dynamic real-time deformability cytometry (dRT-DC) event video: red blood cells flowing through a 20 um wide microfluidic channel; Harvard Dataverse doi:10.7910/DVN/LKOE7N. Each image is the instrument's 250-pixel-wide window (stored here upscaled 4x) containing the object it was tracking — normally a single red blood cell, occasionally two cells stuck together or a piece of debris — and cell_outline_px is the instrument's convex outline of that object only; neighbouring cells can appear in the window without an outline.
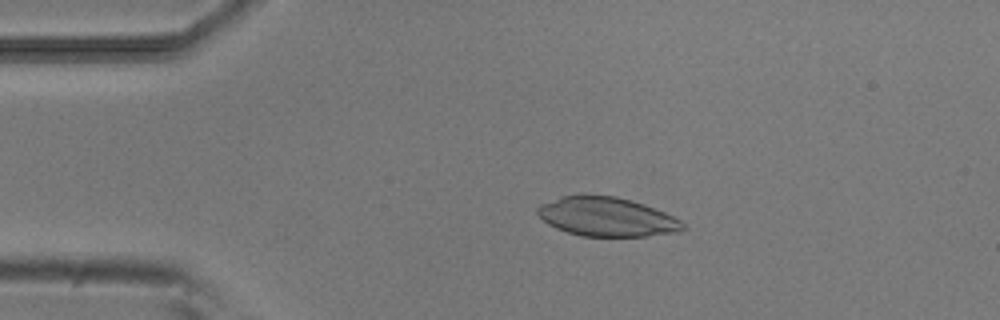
{"species": "common noctule bat (a hibernating species)", "species_latin": "Nyctalus noctula", "temperature_condition": "room temperature", "stored_images_in_passage": 50, "camera_frame_rate_fps": 3000, "um_per_image_px": 0.085, "animal": {"sex": "male", "body_mass_g": 20.5, "forearm_length_mm": 52.5}, "frame": {"image": 1, "passage_image": 9, "time_ms": 2.667, "image_size_px": [1000, 320], "cell_outline_px": [[688, 228], [680, 232], [648, 236], [580, 236], [556, 228], [548, 224], [536, 212], [536, 208], [540, 204], [560, 196], [584, 192], [616, 196], [644, 204], [664, 212], [680, 220]], "centroid_in_image_um": [51.56, 18.4], "position_along_channel_um": 33.4, "area_um2": 33.76}}
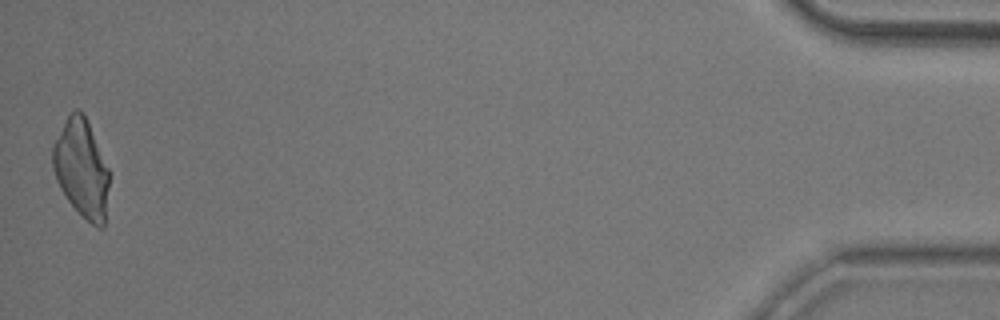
{"frame": {"image": 2, "passage_image": 50, "time_ms": 16.333, "image_size_px": [1000, 320], "cell_outline_px": [[112, 172], [104, 228], [100, 228], [92, 224], [68, 200], [60, 188], [56, 180], [52, 168], [52, 148], [68, 116], [76, 108], [84, 112]], "centroid_in_image_um": [6.99, 14.32], "position_along_channel_um": 428.2, "area_um2": 32.71}}